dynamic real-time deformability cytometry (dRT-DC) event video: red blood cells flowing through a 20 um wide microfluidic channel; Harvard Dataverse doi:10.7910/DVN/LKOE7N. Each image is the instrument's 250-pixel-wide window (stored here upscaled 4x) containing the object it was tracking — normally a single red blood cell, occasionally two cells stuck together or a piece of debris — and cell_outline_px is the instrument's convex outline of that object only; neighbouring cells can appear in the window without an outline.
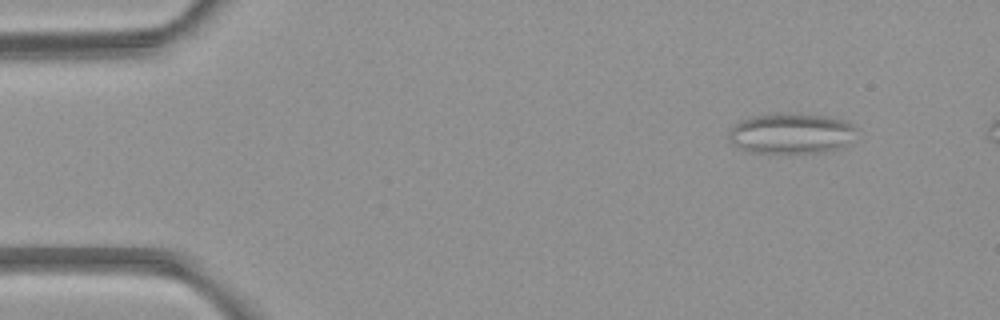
{"species": "common noctule bat (a hibernating species)", "species_latin": "Nyctalus noctula", "temperature_condition": "room temperature", "stored_images_in_passage": 6, "camera_frame_rate_fps": 3000, "um_per_image_px": 0.085, "animal": {"sex": "female", "body_mass_g": 21.9}, "frame": {"image": 1, "passage_image": 2, "time_ms": 1.333, "image_size_px": [1000, 320], "cell_outline_px": [[856, 128], [836, 148], [824, 152], [752, 152], [736, 144], [728, 136], [728, 132], [736, 124], [744, 120], [756, 116], [828, 116], [844, 120], [852, 124]], "centroid_in_image_um": [67.21, 11.36], "position_along_channel_um": 17.8, "area_um2": 27.86}}